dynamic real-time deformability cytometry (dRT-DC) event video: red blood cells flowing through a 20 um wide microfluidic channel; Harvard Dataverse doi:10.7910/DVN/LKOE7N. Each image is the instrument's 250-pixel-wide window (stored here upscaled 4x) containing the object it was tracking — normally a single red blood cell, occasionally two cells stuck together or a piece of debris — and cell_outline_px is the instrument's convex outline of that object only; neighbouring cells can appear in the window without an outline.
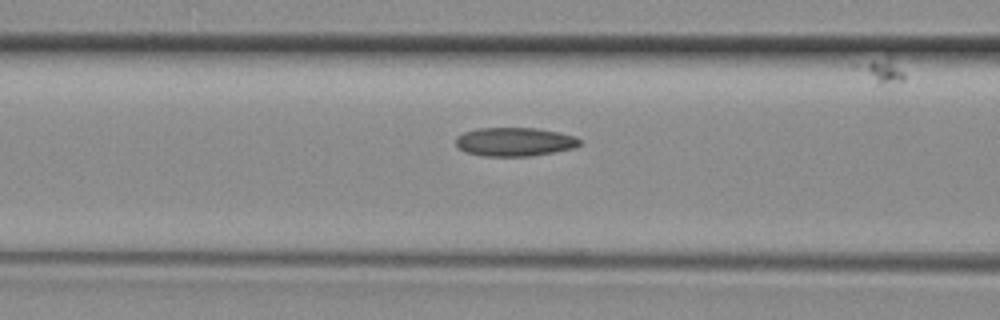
{"species": "common noctule bat (a hibernating species)", "species_latin": "Nyctalus noctula", "temperature_condition": "room temperature", "stored_images_in_passage": 15, "camera_frame_rate_fps": 3000, "um_per_image_px": 0.085, "animal": {"sex": "female", "body_mass_g": 29.2, "forearm_length_mm": 56.3}, "frame": {"image": 1, "passage_image": 13, "time_ms": 4.0, "image_size_px": [1000, 320], "cell_outline_px": [[580, 144], [576, 148], [532, 156], [484, 156], [464, 152], [456, 144], [456, 136], [464, 132], [476, 128], [536, 128], [576, 136], [580, 140]], "centroid_in_image_um": [43.74, 12.06], "position_along_channel_um": 122.9, "area_um2": 20.81}}